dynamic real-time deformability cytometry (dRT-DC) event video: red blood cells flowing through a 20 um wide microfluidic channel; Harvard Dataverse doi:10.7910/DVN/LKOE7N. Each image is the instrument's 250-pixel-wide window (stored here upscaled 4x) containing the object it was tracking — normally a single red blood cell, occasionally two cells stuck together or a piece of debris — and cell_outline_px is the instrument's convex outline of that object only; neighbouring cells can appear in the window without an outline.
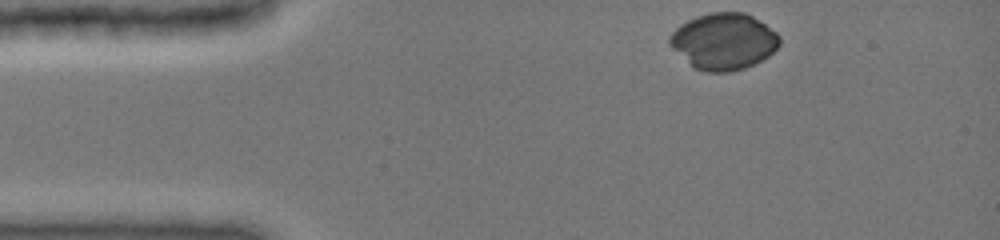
{"species": "common noctule bat (a hibernating species)", "species_latin": "Nyctalus noctula", "temperature_condition": "cold", "stored_images_in_passage": 36, "camera_frame_rate_fps": 3000, "um_per_image_px": 0.085, "animal": {"sex": "female", "body_mass_g": 19.0, "forearm_length_mm": 51.5}, "frame": {"image": 1, "passage_image": 1, "time_ms": 0.0, "image_size_px": [1000, 240], "cell_outline_px": [[780, 44], [768, 56], [744, 68], [728, 72], [704, 72], [692, 68], [668, 44], [668, 36], [680, 24], [696, 16], [708, 12], [744, 12], [752, 16], [776, 32], [780, 36]], "centroid_in_image_um": [61.46, 3.52], "position_along_channel_um": 23.5, "area_um2": 36.24}}